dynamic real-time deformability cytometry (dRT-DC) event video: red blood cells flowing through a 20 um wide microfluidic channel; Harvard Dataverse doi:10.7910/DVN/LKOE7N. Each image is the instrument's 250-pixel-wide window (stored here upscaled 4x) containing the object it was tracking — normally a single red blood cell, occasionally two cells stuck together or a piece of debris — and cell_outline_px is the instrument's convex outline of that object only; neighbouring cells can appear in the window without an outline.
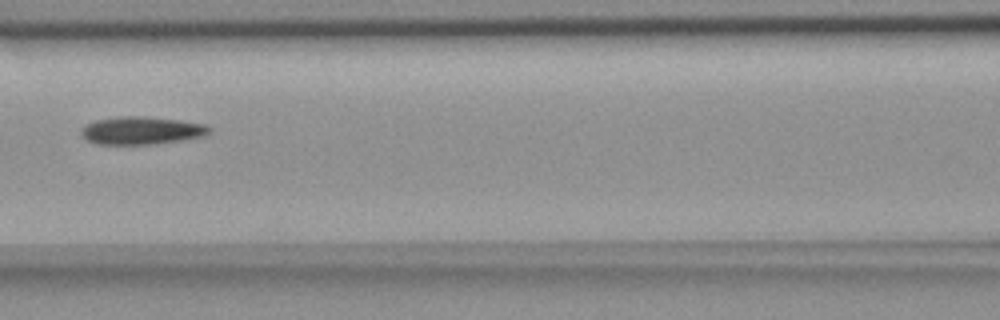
{"species": "common noctule bat (a hibernating species)", "species_latin": "Nyctalus noctula", "temperature_condition": "room temperature", "stored_images_in_passage": 7, "camera_frame_rate_fps": 3000, "um_per_image_px": 0.085, "animal": {"sex": "female", "body_mass_g": 18.4}, "frame": {"image": 1, "passage_image": 7, "time_ms": 7.0, "image_size_px": [1000, 320], "cell_outline_px": [[212, 128], [208, 132], [200, 136], [180, 140], [152, 144], [96, 144], [88, 140], [80, 132], [80, 128], [84, 124], [96, 120], [120, 116], [144, 116], [180, 120], [204, 124]], "centroid_in_image_um": [11.97, 11.08], "position_along_channel_um": 154.6, "area_um2": 20.58}}